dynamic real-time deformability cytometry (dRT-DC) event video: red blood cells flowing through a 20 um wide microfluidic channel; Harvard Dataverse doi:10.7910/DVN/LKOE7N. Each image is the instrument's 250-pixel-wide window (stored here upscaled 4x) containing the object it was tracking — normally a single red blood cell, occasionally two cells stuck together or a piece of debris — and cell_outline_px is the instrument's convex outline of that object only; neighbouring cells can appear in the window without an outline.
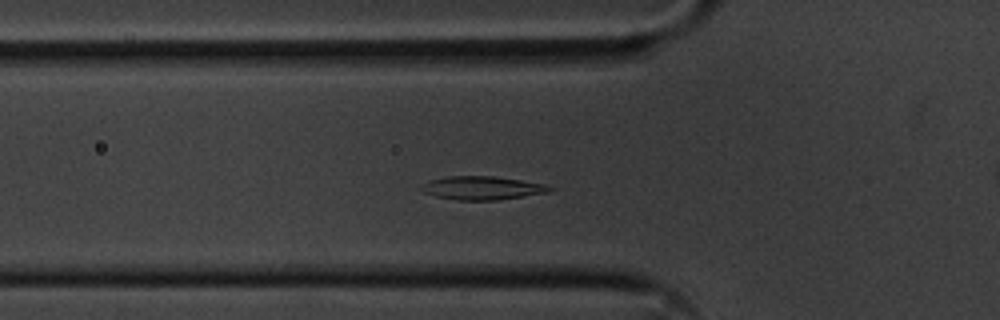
{"species": "common noctule bat (a hibernating species)", "species_latin": "Nyctalus noctula", "temperature_condition": "cold", "stored_images_in_passage": 51, "camera_frame_rate_fps": 3000, "um_per_image_px": 0.085, "animal": {"sex": "male", "body_mass_g": 20.1, "forearm_length_mm": 53.5}, "frame": {"image": 1, "passage_image": 13, "time_ms": 4.0, "image_size_px": [1000, 320], "cell_outline_px": [[556, 188], [548, 192], [496, 200], [456, 200], [436, 196], [424, 192], [420, 188], [420, 184], [432, 180], [448, 176], [492, 176], [548, 184]], "centroid_in_image_um": [41.0, 15.97], "position_along_channel_um": 84.8, "area_um2": 17.46}}
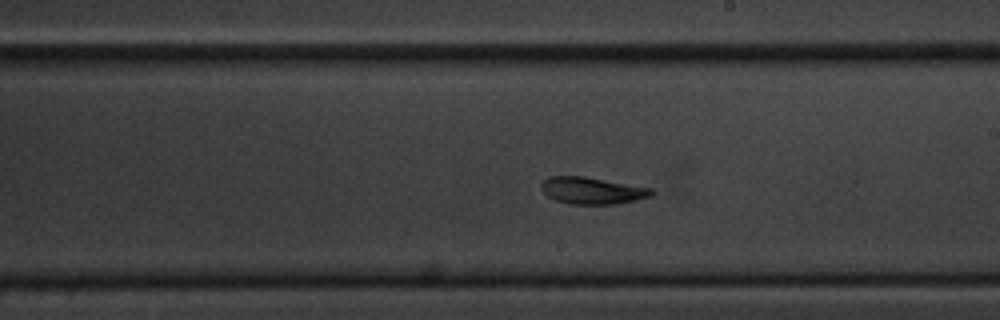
{"frame": {"image": 2, "passage_image": 26, "time_ms": 8.333, "image_size_px": [1000, 320], "cell_outline_px": [[656, 192], [652, 196], [636, 200], [616, 204], [568, 204], [556, 200], [548, 196], [540, 188], [540, 184], [548, 176], [584, 176], [652, 188]], "centroid_in_image_um": [50.34, 16.2], "position_along_channel_um": 238.7, "area_um2": 17.4}}
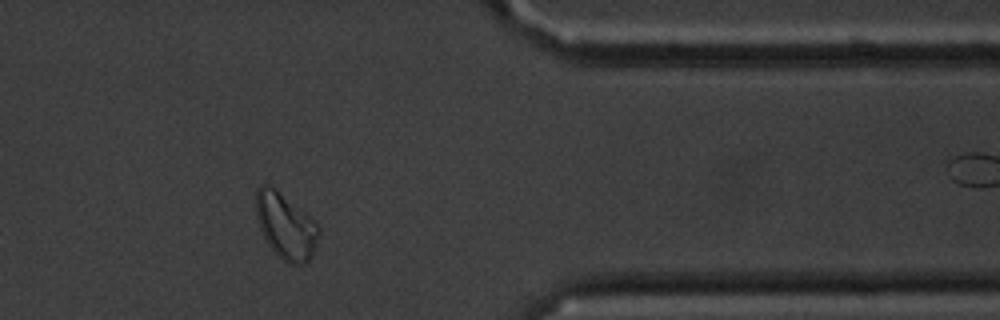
{"frame": {"image": 3, "passage_image": 40, "time_ms": 13.0, "image_size_px": [1000, 320], "cell_outline_px": [[320, 232], [316, 248], [312, 256], [304, 264], [288, 264], [268, 244], [260, 228], [256, 212], [256, 188], [260, 184], [268, 184], [276, 188], [312, 216], [320, 228]], "centroid_in_image_um": [24.32, 19.17], "position_along_channel_um": 387.1, "area_um2": 24.33}, "authors_computed_cell_mechanics": {"area_um2": 17.8024, "velocity_mm_per_s": 3.5411, "shape_relaxation_time_tau1_ms": 4.7828, "shape_relaxation_time_tau2_ms": null, "deformation_change_tau1": 0.131, "deformation_change_tau2": null}}